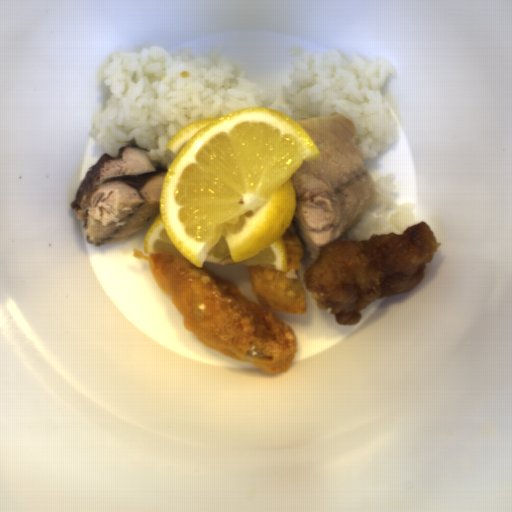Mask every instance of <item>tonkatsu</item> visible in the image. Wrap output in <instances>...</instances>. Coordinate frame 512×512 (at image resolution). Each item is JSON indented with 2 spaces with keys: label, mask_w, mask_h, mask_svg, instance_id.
<instances>
[{
  "label": "tonkatsu",
  "mask_w": 512,
  "mask_h": 512,
  "mask_svg": "<svg viewBox=\"0 0 512 512\" xmlns=\"http://www.w3.org/2000/svg\"><path fill=\"white\" fill-rule=\"evenodd\" d=\"M286 248V272L246 266L254 303L237 285L198 268L184 257L149 254L134 249L135 259L147 262L155 282L183 315L189 334L213 351L262 372L289 371L298 347L296 335L276 312L306 314L307 300L300 278L306 249L289 225L281 236Z\"/></svg>",
  "instance_id": "tonkatsu-1"
}]
</instances>
